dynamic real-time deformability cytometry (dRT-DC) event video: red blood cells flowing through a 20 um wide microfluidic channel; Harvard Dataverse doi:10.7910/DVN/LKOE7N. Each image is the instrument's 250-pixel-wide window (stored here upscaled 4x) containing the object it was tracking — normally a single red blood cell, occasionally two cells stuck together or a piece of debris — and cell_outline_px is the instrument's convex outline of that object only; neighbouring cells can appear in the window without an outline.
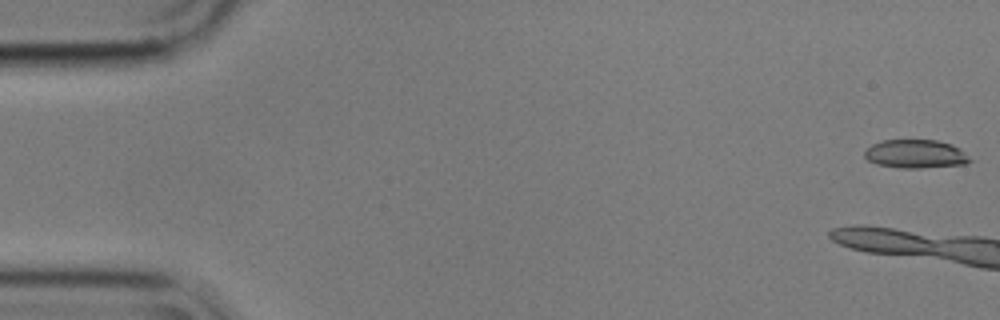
{"species": "common noctule bat (a hibernating species)", "species_latin": "Nyctalus noctula", "temperature_condition": "cold", "stored_images_in_passage": 10, "camera_frame_rate_fps": 3000, "um_per_image_px": 0.085, "animal": {"sex": "male", "body_mass_g": 17.9}, "frame": {"image": 1, "passage_image": 1, "time_ms": 0.0, "image_size_px": [1000, 320], "cell_outline_px": [[972, 160], [964, 164], [920, 168], [900, 168], [876, 164], [868, 160], [864, 156], [864, 152], [872, 144], [884, 140], [936, 140], [952, 144], [960, 148]], "centroid_in_image_um": [77.82, 13.08], "position_along_channel_um": 7.2, "area_um2": 17.46}}